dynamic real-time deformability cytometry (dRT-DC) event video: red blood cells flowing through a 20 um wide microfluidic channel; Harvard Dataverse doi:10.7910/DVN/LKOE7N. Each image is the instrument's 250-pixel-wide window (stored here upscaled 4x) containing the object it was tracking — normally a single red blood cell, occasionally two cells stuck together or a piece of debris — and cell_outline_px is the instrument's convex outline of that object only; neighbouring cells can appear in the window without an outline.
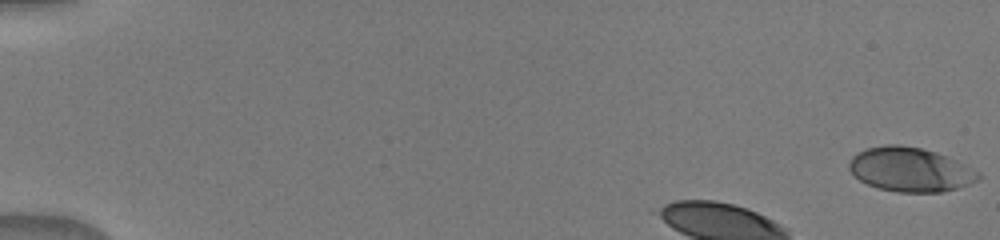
{"species": "human", "species_latin": "Homo sapiens", "temperature_condition": "warm", "stored_images_in_passage": 16, "camera_frame_rate_fps": 3000, "um_per_image_px": 0.085, "donor": {"sex": "male"}, "frame": {"image": 1, "passage_image": 1, "time_ms": 0.0, "image_size_px": [1000, 240], "cell_outline_px": [[980, 180], [956, 188], [940, 192], [896, 192], [876, 188], [860, 180], [848, 168], [848, 164], [852, 156], [856, 152], [864, 148], [884, 144], [900, 144], [920, 148], [936, 152], [964, 164], [980, 172]], "centroid_in_image_um": [77.33, 14.4], "position_along_channel_um": 7.7, "area_um2": 33.41}}
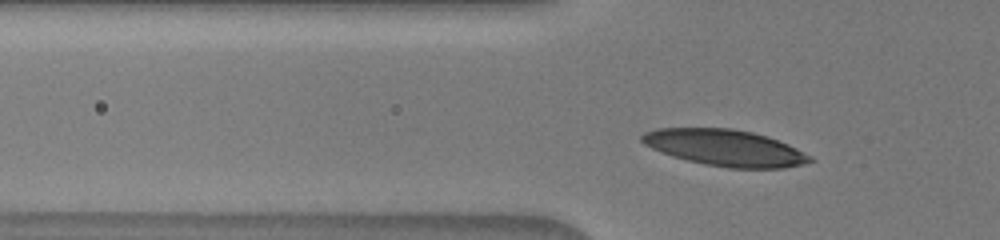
{"frame": {"image": 2, "passage_image": 12, "time_ms": 3.667, "image_size_px": [1000, 240], "cell_outline_px": [[816, 160], [784, 168], [732, 168], [704, 164], [672, 156], [652, 148], [644, 144], [640, 140], [640, 136], [644, 132], [656, 128], [732, 128], [752, 132], [768, 136], [788, 144], [812, 156]], "centroid_in_image_um": [61.63, 12.55], "position_along_channel_um": 64.2, "area_um2": 35.6}}